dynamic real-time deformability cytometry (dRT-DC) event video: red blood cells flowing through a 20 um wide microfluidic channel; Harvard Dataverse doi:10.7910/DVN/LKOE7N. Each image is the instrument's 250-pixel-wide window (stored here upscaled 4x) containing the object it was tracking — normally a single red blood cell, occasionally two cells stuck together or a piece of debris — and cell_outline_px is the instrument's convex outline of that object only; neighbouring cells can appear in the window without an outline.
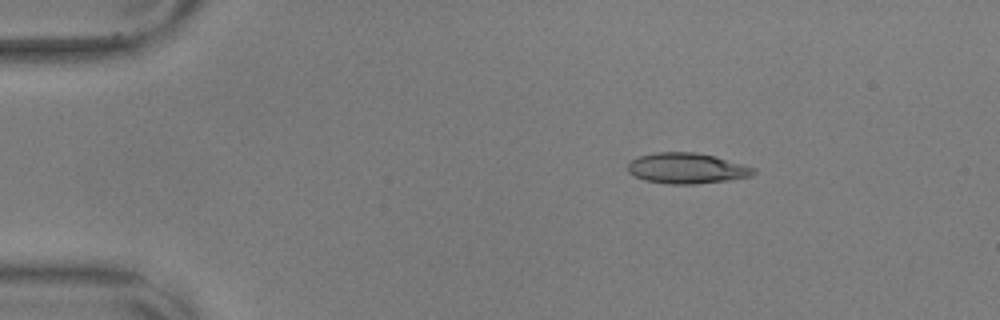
{"species": "common noctule bat (a hibernating species)", "species_latin": "Nyctalus noctula", "temperature_condition": "warm", "stored_images_in_passage": 55, "camera_frame_rate_fps": 3000, "um_per_image_px": 0.085, "animal": {"sex": "male", "body_mass_g": 17.9, "forearm_length_mm": 54.2}, "frame": {"image": 1, "passage_image": 8, "time_ms": 2.333, "image_size_px": [1000, 320], "cell_outline_px": [[756, 172], [752, 176], [728, 180], [696, 184], [668, 184], [644, 180], [628, 172], [628, 164], [632, 160], [640, 156], [656, 152], [696, 152], [716, 156], [744, 164], [756, 168]], "centroid_in_image_um": [58.42, 14.3], "position_along_channel_um": 26.6, "area_um2": 22.54}}
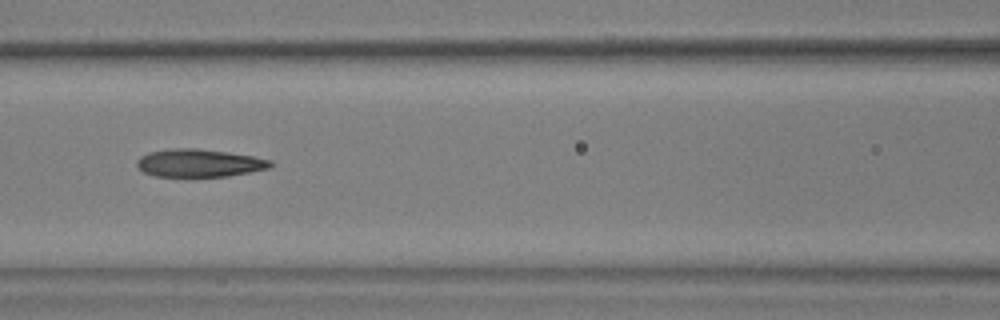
{"frame": {"image": 2, "passage_image": 24, "time_ms": 7.667, "image_size_px": [1000, 320], "cell_outline_px": [[272, 164], [268, 168], [228, 176], [156, 176], [144, 172], [136, 164], [136, 160], [140, 156], [148, 152], [172, 148], [196, 148], [228, 152], [252, 156], [272, 160]], "centroid_in_image_um": [16.9, 13.84], "position_along_channel_um": 149.7, "area_um2": 21.5}}
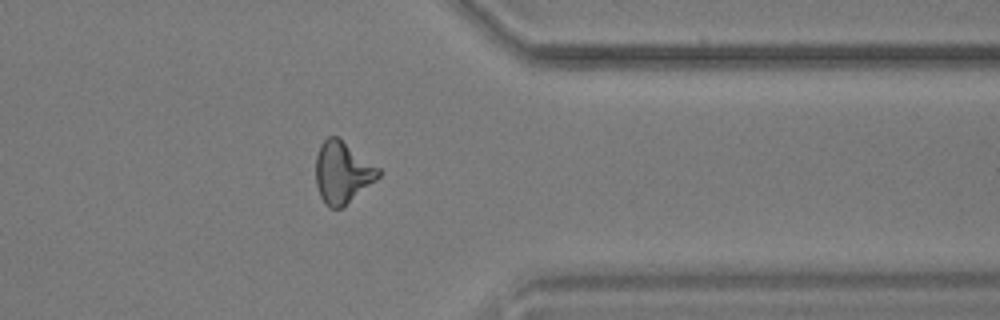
{"frame": {"image": 3, "passage_image": 44, "time_ms": 14.333, "image_size_px": [1000, 320], "cell_outline_px": [[384, 172], [376, 180], [344, 208], [328, 208], [324, 204], [320, 196], [316, 184], [316, 156], [320, 144], [328, 136], [336, 136], [380, 168]], "centroid_in_image_um": [29.11, 14.7], "position_along_channel_um": 382.3, "area_um2": 22.77}, "authors_computed_cell_mechanics": {"area_um2": 22.1374, "velocity_mm_per_s": 3.6064, "shape_relaxation_time_tau1_ms": 11.0219, "shape_relaxation_time_tau2_ms": 3.7473, "deformation_change_tau1": 0.2635, "deformation_change_tau2": 0.1384}}